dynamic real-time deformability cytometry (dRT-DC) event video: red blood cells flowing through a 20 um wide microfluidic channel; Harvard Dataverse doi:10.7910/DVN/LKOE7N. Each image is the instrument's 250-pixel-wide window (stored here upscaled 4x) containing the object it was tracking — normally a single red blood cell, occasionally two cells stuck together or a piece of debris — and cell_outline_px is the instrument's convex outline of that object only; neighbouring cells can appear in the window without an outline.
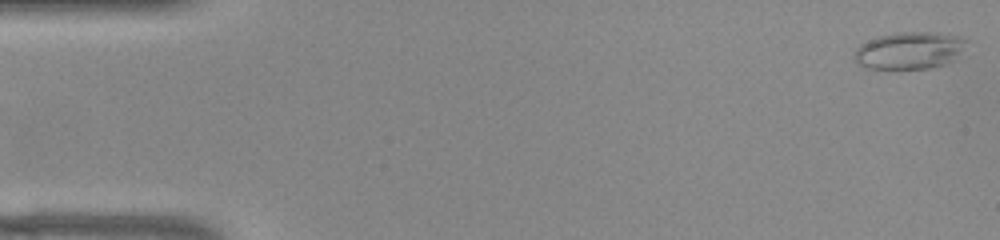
{"species": "common noctule bat (a hibernating species)", "species_latin": "Nyctalus noctula", "temperature_condition": "warm", "stored_images_in_passage": 52, "camera_frame_rate_fps": 3000, "um_per_image_px": 0.085, "animal": {"sex": "female", "body_mass_g": 22.0, "forearm_length_mm": 56.7}, "frame": {"image": 1, "passage_image": 1, "time_ms": 0.0, "image_size_px": [1000, 240], "cell_outline_px": [[968, 40], [952, 60], [944, 64], [928, 68], [896, 72], [888, 72], [864, 68], [852, 60], [856, 48], [860, 44], [868, 40], [880, 36], [896, 32], [928, 32], [956, 36]], "centroid_in_image_um": [77.15, 4.36], "position_along_channel_um": 7.8, "area_um2": 24.91}}
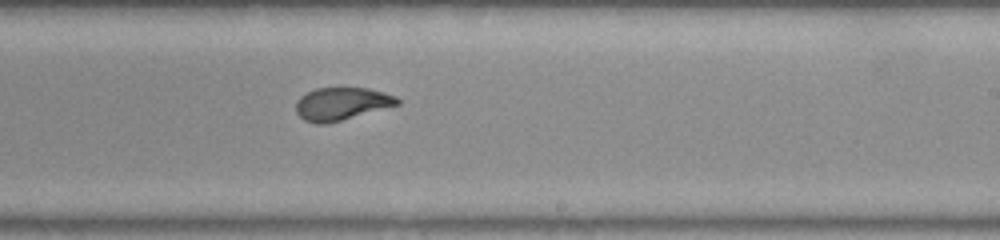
{"frame": {"image": 2, "passage_image": 31, "time_ms": 10.0, "image_size_px": [1000, 240], "cell_outline_px": [[400, 104], [340, 120], [324, 124], [316, 124], [304, 120], [296, 112], [296, 100], [300, 96], [316, 88], [368, 88], [384, 92], [396, 96], [400, 100]], "centroid_in_image_um": [29.02, 8.81], "position_along_channel_um": 260.0, "area_um2": 19.19}}
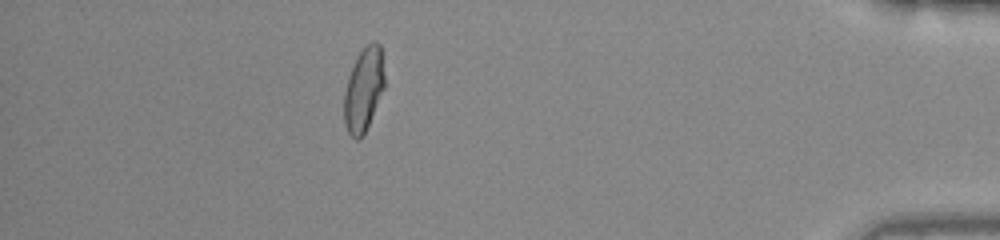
{"frame": {"image": 3, "passage_image": 46, "time_ms": 15.0, "image_size_px": [1000, 240], "cell_outline_px": [[384, 88], [368, 124], [360, 140], [356, 140], [348, 132], [344, 124], [344, 92], [348, 76], [356, 56], [372, 40], [376, 40], [380, 44], [384, 76]], "centroid_in_image_um": [30.89, 7.59], "position_along_channel_um": 404.3, "area_um2": 19.59}, "authors_computed_cell_mechanics": {"area_um2": 20.6057, "velocity_mm_per_s": 3.9018, "shape_relaxation_time_tau1_ms": 9.7601, "shape_relaxation_time_tau2_ms": 1.0158, "deformation_change_tau1": 0.2815, "deformation_change_tau2": 0.0655}}